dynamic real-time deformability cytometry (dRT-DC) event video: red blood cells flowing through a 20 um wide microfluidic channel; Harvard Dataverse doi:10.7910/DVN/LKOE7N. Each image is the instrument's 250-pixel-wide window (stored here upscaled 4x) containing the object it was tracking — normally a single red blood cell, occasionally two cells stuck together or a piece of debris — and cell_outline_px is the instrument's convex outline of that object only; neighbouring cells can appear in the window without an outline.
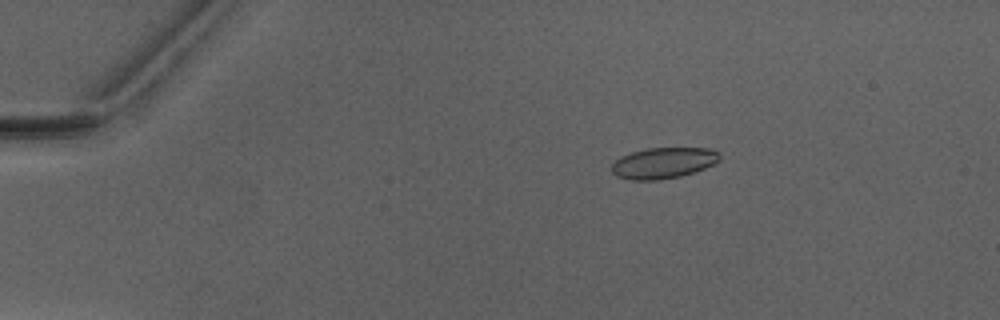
{"species": "Egyptian fruit bat (a non-hibernating species)", "species_latin": "Rousettus aegyptiacus", "temperature_condition": "warm", "stored_images_in_passage": 4, "camera_frame_rate_fps": 3000, "um_per_image_px": 0.085, "animal": {"sex": "male"}, "frame": {"image": 1, "passage_image": 2, "time_ms": 1.0, "image_size_px": [1000, 320], "cell_outline_px": [[720, 160], [704, 168], [680, 176], [656, 180], [632, 180], [616, 176], [612, 172], [612, 164], [620, 156], [644, 148], [708, 148], [720, 152]], "centroid_in_image_um": [56.37, 13.84], "position_along_channel_um": 28.6, "area_um2": 19.42}}